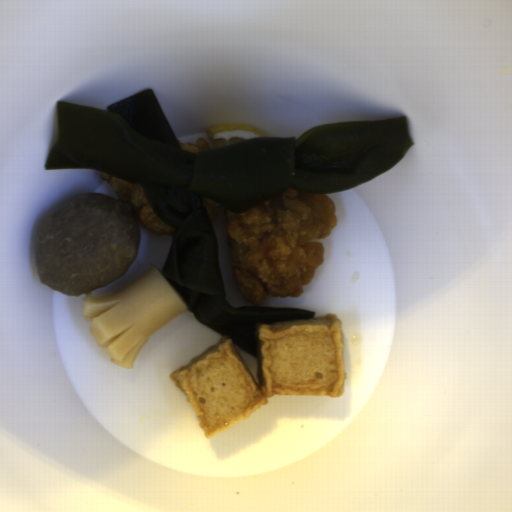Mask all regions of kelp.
<instances>
[{
	"label": "kelp",
	"instance_id": "1",
	"mask_svg": "<svg viewBox=\"0 0 512 512\" xmlns=\"http://www.w3.org/2000/svg\"><path fill=\"white\" fill-rule=\"evenodd\" d=\"M415 143L406 116L329 123L298 137H257L192 154L154 90L105 107L58 101L45 170L87 169L139 183L175 230L161 272L197 320L258 356L260 323L315 319L291 307L228 304L219 241L202 197L249 211L288 190L347 192L381 175Z\"/></svg>",
	"mask_w": 512,
	"mask_h": 512
}]
</instances>
